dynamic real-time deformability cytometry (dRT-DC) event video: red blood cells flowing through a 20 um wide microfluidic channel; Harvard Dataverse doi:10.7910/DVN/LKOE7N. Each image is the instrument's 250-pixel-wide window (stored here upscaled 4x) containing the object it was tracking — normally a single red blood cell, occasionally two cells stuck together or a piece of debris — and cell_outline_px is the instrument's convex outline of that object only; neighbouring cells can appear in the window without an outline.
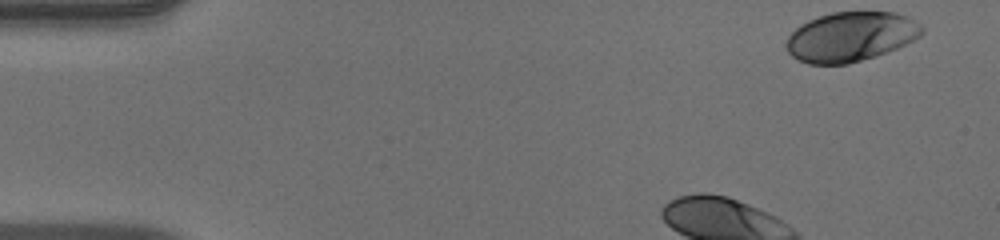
{"species": "human", "species_latin": "Homo sapiens", "temperature_condition": "warm", "stored_images_in_passage": 39, "camera_frame_rate_fps": 3000, "um_per_image_px": 0.085, "donor": {"sex": "male"}, "frame": {"image": 1, "passage_image": 1, "time_ms": 0.0, "image_size_px": [1000, 240], "cell_outline_px": [[924, 32], [920, 36], [896, 48], [876, 56], [848, 64], [808, 64], [792, 56], [788, 52], [784, 44], [788, 36], [800, 24], [808, 20], [832, 12], [896, 12], [908, 16], [920, 24], [924, 28]], "centroid_in_image_um": [72.3, 3.12], "position_along_channel_um": 12.7, "area_um2": 39.25}}
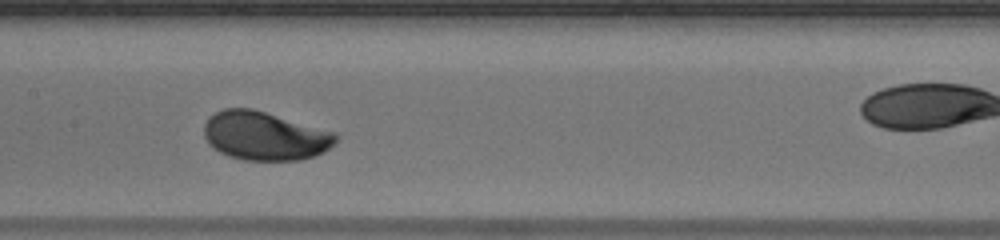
{"frame": {"image": 2, "passage_image": 20, "time_ms": 6.333, "image_size_px": [1000, 240], "cell_outline_px": [[340, 136], [324, 152], [300, 160], [244, 160], [228, 156], [220, 152], [208, 144], [204, 136], [204, 124], [208, 116], [224, 108], [252, 108], [336, 132]], "centroid_in_image_um": [22.48, 11.54], "position_along_channel_um": 184.9, "area_um2": 37.51}}
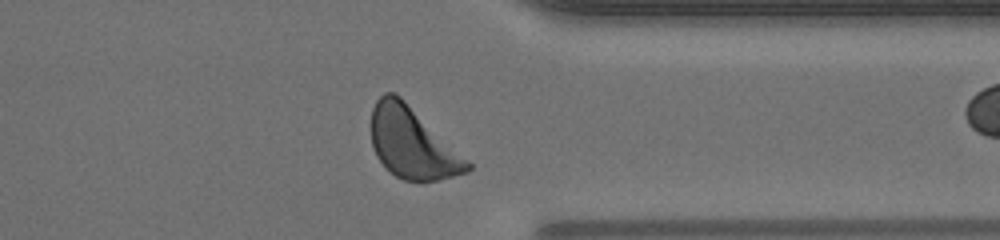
{"frame": {"image": 3, "passage_image": 35, "time_ms": 11.333, "image_size_px": [1000, 240], "cell_outline_px": [[472, 168], [468, 172], [436, 180], [404, 180], [396, 176], [376, 156], [372, 144], [372, 108], [376, 100], [384, 92], [392, 92], [400, 96], [468, 160], [472, 164]], "centroid_in_image_um": [35.04, 12.15], "position_along_channel_um": 376.4, "area_um2": 38.96}, "authors_computed_cell_mechanics": {"area_um2": 37.1654, "velocity_mm_per_s": 3.9021, "shape_relaxation_time_tau1_ms": 1.9837, "shape_relaxation_time_tau2_ms": null, "deformation_change_tau1": 0.1327, "deformation_change_tau2": null}}